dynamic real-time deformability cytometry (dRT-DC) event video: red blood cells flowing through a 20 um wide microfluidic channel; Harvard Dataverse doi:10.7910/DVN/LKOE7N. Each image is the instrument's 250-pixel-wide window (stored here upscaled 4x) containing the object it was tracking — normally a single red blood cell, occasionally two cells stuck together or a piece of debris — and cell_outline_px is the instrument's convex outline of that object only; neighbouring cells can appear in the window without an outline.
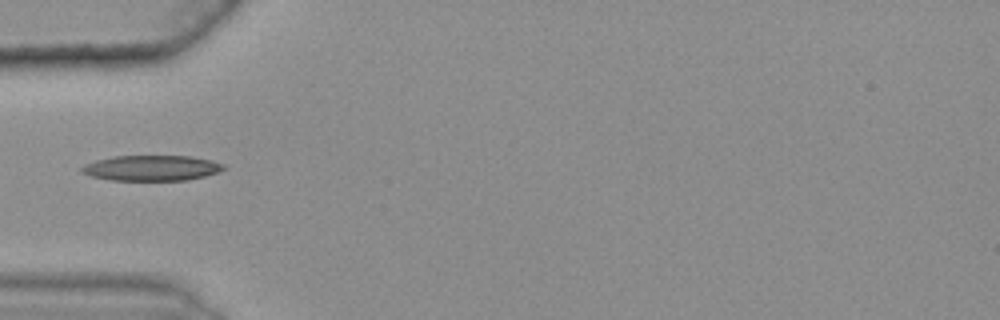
{"species": "common noctule bat (a hibernating species)", "species_latin": "Nyctalus noctula", "temperature_condition": "warm", "stored_images_in_passage": 14, "camera_frame_rate_fps": 3000, "um_per_image_px": 0.085, "animal": {"sex": "female", "body_mass_g": 25.1}, "frame": {"image": 1, "passage_image": 1, "time_ms": 0.0, "image_size_px": [1000, 320], "cell_outline_px": [[224, 168], [216, 172], [204, 176], [188, 180], [112, 180], [92, 176], [84, 172], [80, 168], [84, 164], [96, 160], [112, 156], [192, 156], [212, 160], [224, 164]], "centroid_in_image_um": [12.89, 14.27], "position_along_channel_um": 72.1, "area_um2": 20.87}}